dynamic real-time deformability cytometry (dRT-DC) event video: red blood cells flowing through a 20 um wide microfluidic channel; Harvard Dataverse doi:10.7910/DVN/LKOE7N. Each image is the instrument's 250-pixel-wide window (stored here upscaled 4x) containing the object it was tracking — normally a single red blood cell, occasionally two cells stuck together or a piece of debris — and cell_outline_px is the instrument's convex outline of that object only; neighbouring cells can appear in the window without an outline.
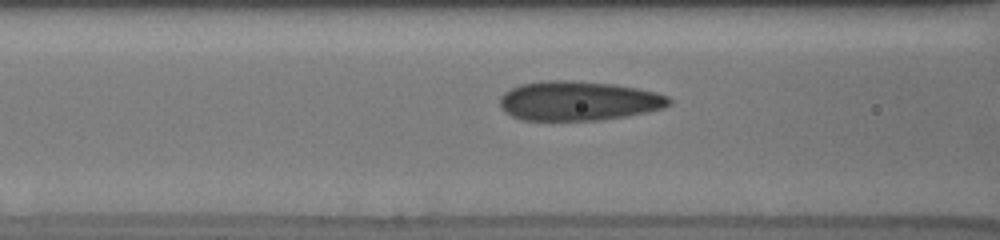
{"species": "human", "species_latin": "Homo sapiens", "temperature_condition": "cold", "stored_images_in_passage": 19, "camera_frame_rate_fps": 3000, "um_per_image_px": 0.085, "donor": {"sex": "male"}, "frame": {"image": 1, "passage_image": 16, "time_ms": 3.333, "image_size_px": [1000, 240], "cell_outline_px": [[672, 104], [664, 108], [624, 116], [600, 120], [520, 120], [504, 112], [500, 104], [500, 96], [504, 92], [520, 84], [544, 80], [572, 80], [616, 84], [656, 92], [668, 96], [672, 100]], "centroid_in_image_um": [49.16, 8.56], "position_along_channel_um": 117.4, "area_um2": 39.07}}